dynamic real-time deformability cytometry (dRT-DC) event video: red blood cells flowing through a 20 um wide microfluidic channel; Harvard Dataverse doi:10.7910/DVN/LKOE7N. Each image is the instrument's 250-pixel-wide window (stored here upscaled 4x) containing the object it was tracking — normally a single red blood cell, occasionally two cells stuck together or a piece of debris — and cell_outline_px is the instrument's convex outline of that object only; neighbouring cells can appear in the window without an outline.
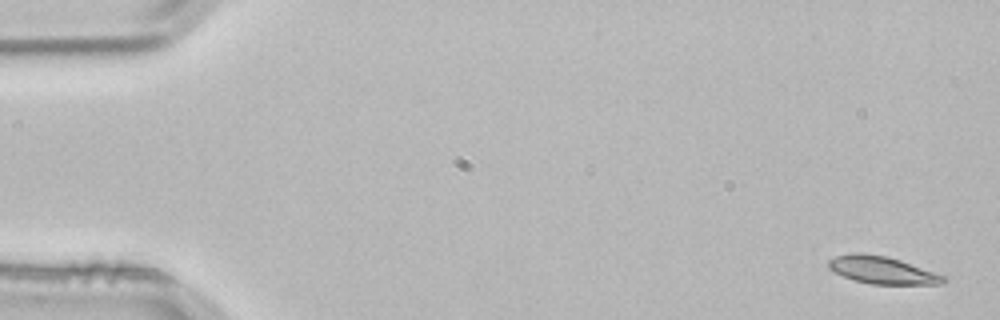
{"species": "common noctule bat (a hibernating species)", "species_latin": "Nyctalus noctula", "temperature_condition": "room temperature", "stored_images_in_passage": 3, "camera_frame_rate_fps": 3000, "um_per_image_px": 0.085, "animal": {"sex": "male", "body_mass_g": 21.5, "forearm_length_mm": 52.0}, "frame": {"image": 1, "passage_image": 1, "time_ms": 0.0, "image_size_px": [1000, 320], "cell_outline_px": [[948, 280], [940, 284], [872, 284], [856, 280], [844, 276], [828, 268], [828, 260], [836, 256], [852, 252], [856, 252], [884, 256], [900, 260], [944, 276]], "centroid_in_image_um": [74.96, 22.95], "position_along_channel_um": 10.0, "area_um2": 17.98}}